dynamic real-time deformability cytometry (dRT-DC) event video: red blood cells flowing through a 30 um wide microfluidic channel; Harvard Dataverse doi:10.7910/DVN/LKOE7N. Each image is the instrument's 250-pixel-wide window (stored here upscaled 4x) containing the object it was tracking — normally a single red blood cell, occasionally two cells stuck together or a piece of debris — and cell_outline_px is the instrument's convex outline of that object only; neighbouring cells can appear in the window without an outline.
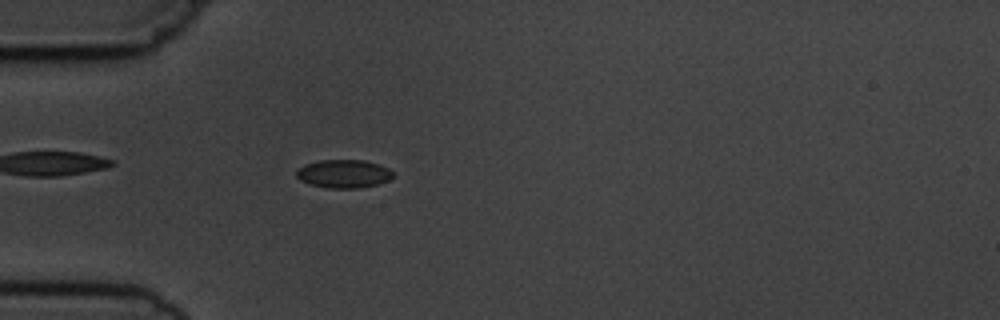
{"species": "common noctule bat (a hibernating species)", "species_latin": "Nyctalus noctula", "temperature_condition": "cold", "stored_images_in_passage": 5, "camera_frame_rate_fps": 3000, "um_per_image_px": 0.085, "animal": {"sex": "male", "body_mass_g": 19.5, "forearm_length_mm": 54.6}, "frame": {"image": 1, "passage_image": 5, "time_ms": 5.333, "image_size_px": [1000, 320], "cell_outline_px": [[396, 172], [388, 180], [376, 184], [360, 188], [328, 188], [312, 184], [300, 180], [296, 176], [296, 172], [304, 164], [316, 160], [364, 160], [380, 164]], "centroid_in_image_um": [29.23, 14.75], "position_along_channel_um": 55.8, "area_um2": 15.95}}